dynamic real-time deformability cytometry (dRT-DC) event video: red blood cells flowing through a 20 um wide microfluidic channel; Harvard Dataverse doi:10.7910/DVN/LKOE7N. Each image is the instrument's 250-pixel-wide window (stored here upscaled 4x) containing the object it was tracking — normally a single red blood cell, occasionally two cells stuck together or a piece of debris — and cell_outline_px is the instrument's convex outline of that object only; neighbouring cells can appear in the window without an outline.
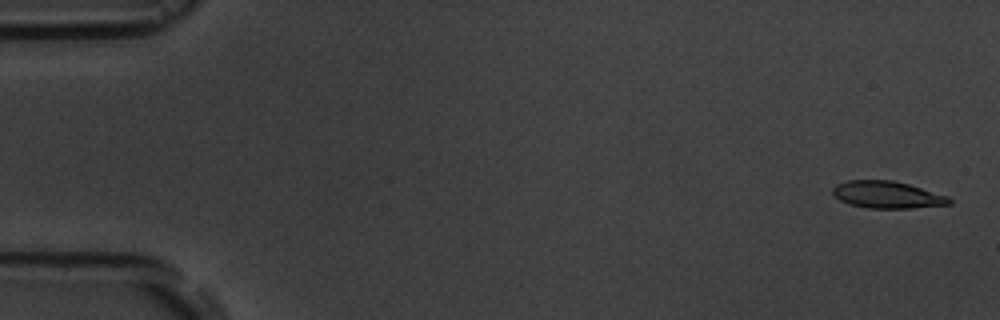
{"species": "common noctule bat (a hibernating species)", "species_latin": "Nyctalus noctula", "temperature_condition": "room temperature", "stored_images_in_passage": 5, "camera_frame_rate_fps": 3000, "um_per_image_px": 0.085, "animal": {"sex": "male", "body_mass_g": 19.5, "forearm_length_mm": 54.6}, "frame": {"image": 1, "passage_image": 1, "time_ms": 0.0, "image_size_px": [1000, 320], "cell_outline_px": [[952, 204], [912, 208], [868, 208], [848, 204], [832, 196], [832, 188], [836, 184], [848, 180], [892, 180], [908, 184], [948, 196], [952, 200]], "centroid_in_image_um": [75.38, 16.55], "position_along_channel_um": 9.6, "area_um2": 18.5}}
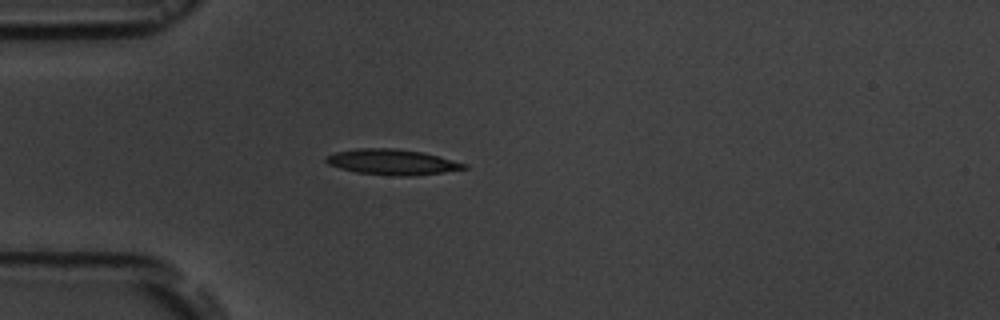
{"frame": {"image": 2, "passage_image": 5, "time_ms": 4.667, "image_size_px": [1000, 320], "cell_outline_px": [[468, 168], [444, 172], [412, 176], [396, 176], [356, 172], [340, 168], [328, 164], [324, 160], [324, 156], [336, 152], [356, 148], [396, 148], [420, 152], [468, 164]], "centroid_in_image_um": [33.3, 13.77], "position_along_channel_um": 51.7, "area_um2": 20.46}}